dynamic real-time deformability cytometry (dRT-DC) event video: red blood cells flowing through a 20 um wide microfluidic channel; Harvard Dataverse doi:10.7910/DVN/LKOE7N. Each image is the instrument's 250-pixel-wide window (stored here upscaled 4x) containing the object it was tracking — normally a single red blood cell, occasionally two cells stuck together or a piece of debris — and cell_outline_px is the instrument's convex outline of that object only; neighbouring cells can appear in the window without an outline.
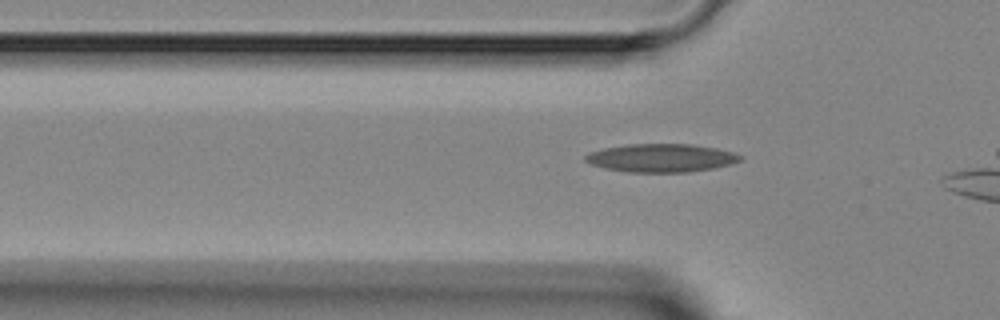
{"species": "Egyptian fruit bat (a non-hibernating species)", "species_latin": "Rousettus aegyptiacus", "temperature_condition": "room temperature", "stored_images_in_passage": 4, "camera_frame_rate_fps": 3000, "um_per_image_px": 0.085, "animal": {"sex": "female"}, "frame": {"image": 1, "passage_image": 4, "time_ms": 3.333, "image_size_px": [1000, 320], "cell_outline_px": [[744, 160], [732, 164], [716, 168], [688, 172], [628, 172], [604, 168], [592, 164], [584, 160], [584, 156], [588, 152], [604, 148], [628, 144], [692, 144], [716, 148], [732, 152], [744, 156]], "centroid_in_image_um": [56.24, 13.43], "position_along_channel_um": 69.6, "area_um2": 25.72}}